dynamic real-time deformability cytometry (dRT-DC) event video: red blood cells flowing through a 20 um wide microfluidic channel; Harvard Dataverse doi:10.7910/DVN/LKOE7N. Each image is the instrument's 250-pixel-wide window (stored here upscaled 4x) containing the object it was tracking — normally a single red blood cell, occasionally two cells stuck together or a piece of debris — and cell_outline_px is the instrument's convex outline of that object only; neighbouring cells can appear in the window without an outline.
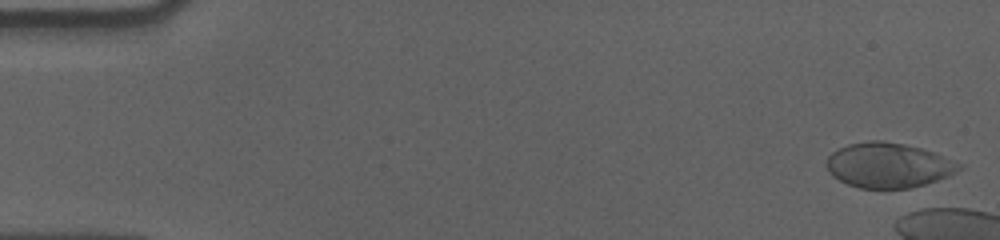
{"species": "human", "species_latin": "Homo sapiens", "temperature_condition": "cold", "stored_images_in_passage": 16, "camera_frame_rate_fps": 3000, "um_per_image_px": 0.085, "donor": {"sex": "male"}, "frame": {"image": 1, "passage_image": 1, "time_ms": 0.0, "image_size_px": [1000, 240], "cell_outline_px": [[964, 168], [948, 176], [912, 188], [884, 192], [860, 188], [848, 184], [832, 176], [828, 172], [828, 156], [832, 152], [848, 144], [868, 140], [880, 140], [904, 144], [920, 148], [932, 152], [964, 164]], "centroid_in_image_um": [75.52, 14.09], "position_along_channel_um": 9.5, "area_um2": 35.32}}